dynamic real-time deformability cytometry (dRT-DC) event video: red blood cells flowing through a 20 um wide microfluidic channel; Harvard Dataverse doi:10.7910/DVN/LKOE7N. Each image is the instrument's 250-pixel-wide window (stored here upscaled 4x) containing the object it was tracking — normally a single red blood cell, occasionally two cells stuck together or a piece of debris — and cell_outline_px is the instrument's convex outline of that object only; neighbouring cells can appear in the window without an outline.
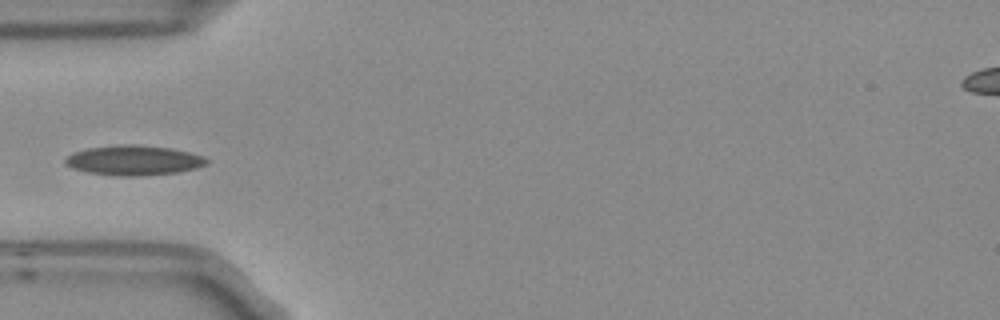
{"species": "Egyptian fruit bat (a non-hibernating species)", "species_latin": "Rousettus aegyptiacus", "temperature_condition": "room temperature", "stored_images_in_passage": 6, "camera_frame_rate_fps": 3000, "um_per_image_px": 0.085, "frame": {"image": 1, "passage_image": 5, "time_ms": 1.333, "image_size_px": [1000, 320], "cell_outline_px": [[208, 164], [196, 168], [176, 172], [140, 176], [112, 176], [88, 172], [72, 168], [64, 164], [64, 160], [72, 152], [88, 148], [124, 144], [132, 144], [172, 148], [204, 156], [208, 160]], "centroid_in_image_um": [11.35, 13.63], "position_along_channel_um": 73.6, "area_um2": 24.68}}
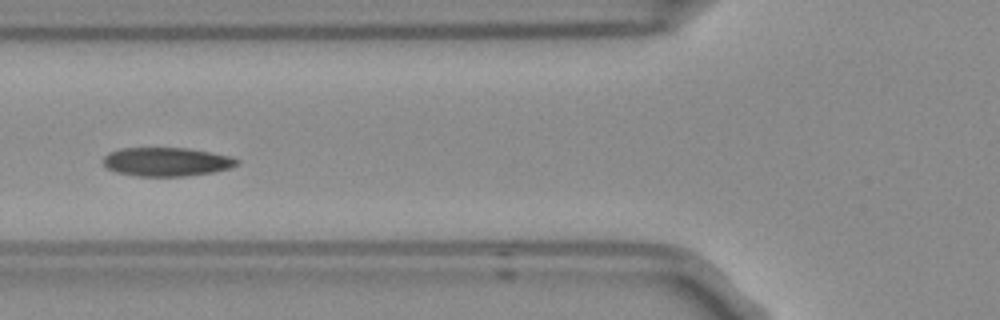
{"frame": {"image": 2, "passage_image": 6, "time_ms": 1.667, "image_size_px": [1000, 320], "cell_outline_px": [[240, 164], [232, 168], [212, 172], [184, 176], [136, 176], [116, 172], [108, 168], [104, 164], [104, 156], [108, 152], [120, 148], [188, 148], [228, 156], [240, 160]], "centroid_in_image_um": [14.16, 13.75], "position_along_channel_um": 111.6, "area_um2": 22.37}}